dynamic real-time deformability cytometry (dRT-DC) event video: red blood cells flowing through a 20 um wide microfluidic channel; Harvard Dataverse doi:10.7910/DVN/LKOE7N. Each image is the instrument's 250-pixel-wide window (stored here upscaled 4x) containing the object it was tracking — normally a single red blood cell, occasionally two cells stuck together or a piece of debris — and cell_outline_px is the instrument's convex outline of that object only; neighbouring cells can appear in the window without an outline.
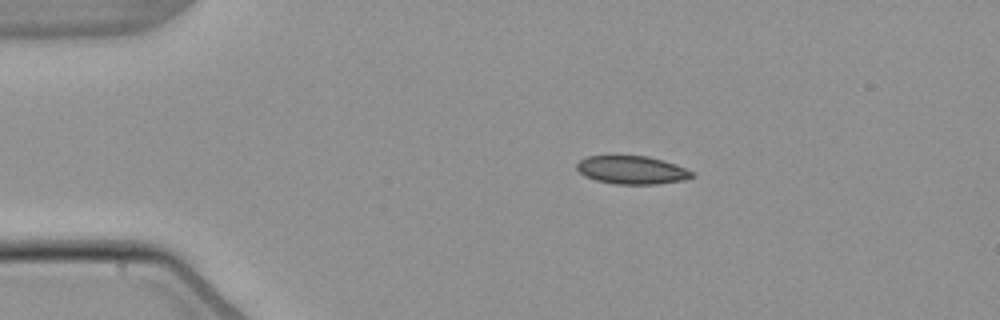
{"species": "common noctule bat (a hibernating species)", "species_latin": "Nyctalus noctula", "temperature_condition": "warm", "stored_images_in_passage": 3, "camera_frame_rate_fps": 3000, "um_per_image_px": 0.085, "animal": {"sex": "male", "body_mass_g": 21.5, "forearm_length_mm": 52.0}, "frame": {"image": 1, "passage_image": 2, "time_ms": 1.333, "image_size_px": [1000, 320], "cell_outline_px": [[696, 176], [684, 180], [656, 184], [616, 184], [596, 180], [584, 176], [576, 168], [576, 164], [580, 160], [588, 156], [648, 156], [664, 160], [676, 164], [696, 172]], "centroid_in_image_um": [53.76, 14.45], "position_along_channel_um": 31.2, "area_um2": 19.07}}